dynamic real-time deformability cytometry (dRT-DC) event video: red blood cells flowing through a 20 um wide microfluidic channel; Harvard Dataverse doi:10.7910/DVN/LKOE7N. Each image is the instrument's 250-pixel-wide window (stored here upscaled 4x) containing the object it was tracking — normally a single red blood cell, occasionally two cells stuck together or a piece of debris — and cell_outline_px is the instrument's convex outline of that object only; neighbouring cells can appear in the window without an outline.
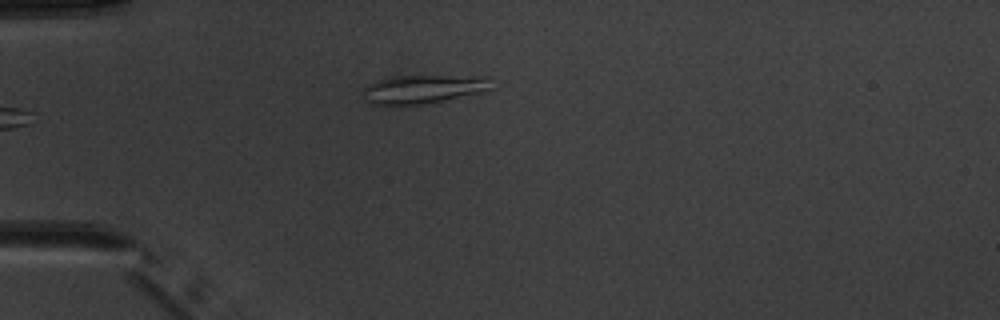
{"species": "common noctule bat (a hibernating species)", "species_latin": "Nyctalus noctula", "temperature_condition": "warm", "stored_images_in_passage": 1, "camera_frame_rate_fps": 3000, "um_per_image_px": 0.085, "animal": {"sex": "male", "body_mass_g": 20.1, "forearm_length_mm": 53.5}, "frame": {"image": 1, "passage_image": 1, "time_ms": 0.0, "image_size_px": [1000, 320], "cell_outline_px": [[488, 92], [432, 104], [372, 104], [364, 100], [360, 92], [368, 84], [376, 80], [392, 76], [488, 76]], "centroid_in_image_um": [35.97, 7.59], "position_along_channel_um": 49.0, "area_um2": 21.85}}